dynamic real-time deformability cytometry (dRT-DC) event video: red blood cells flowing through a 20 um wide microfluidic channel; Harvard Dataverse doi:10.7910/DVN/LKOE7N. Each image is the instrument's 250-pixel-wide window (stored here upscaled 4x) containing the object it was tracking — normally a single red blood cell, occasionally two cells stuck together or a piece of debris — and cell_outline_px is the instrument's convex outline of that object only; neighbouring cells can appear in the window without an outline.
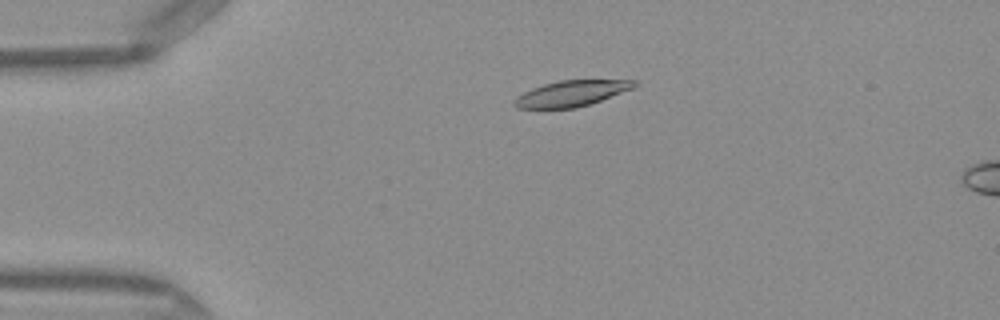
{"species": "Egyptian fruit bat (a non-hibernating species)", "species_latin": "Rousettus aegyptiacus", "temperature_condition": "warm", "stored_images_in_passage": 16, "camera_frame_rate_fps": 3000, "um_per_image_px": 0.085, "frame": {"image": 1, "passage_image": 12, "time_ms": 3.667, "image_size_px": [1000, 320], "cell_outline_px": [[640, 84], [632, 88], [600, 100], [576, 108], [516, 108], [512, 104], [512, 100], [524, 92], [532, 88], [544, 84], [560, 80], [636, 80]], "centroid_in_image_um": [48.54, 7.94], "position_along_channel_um": 36.5, "area_um2": 17.86}}